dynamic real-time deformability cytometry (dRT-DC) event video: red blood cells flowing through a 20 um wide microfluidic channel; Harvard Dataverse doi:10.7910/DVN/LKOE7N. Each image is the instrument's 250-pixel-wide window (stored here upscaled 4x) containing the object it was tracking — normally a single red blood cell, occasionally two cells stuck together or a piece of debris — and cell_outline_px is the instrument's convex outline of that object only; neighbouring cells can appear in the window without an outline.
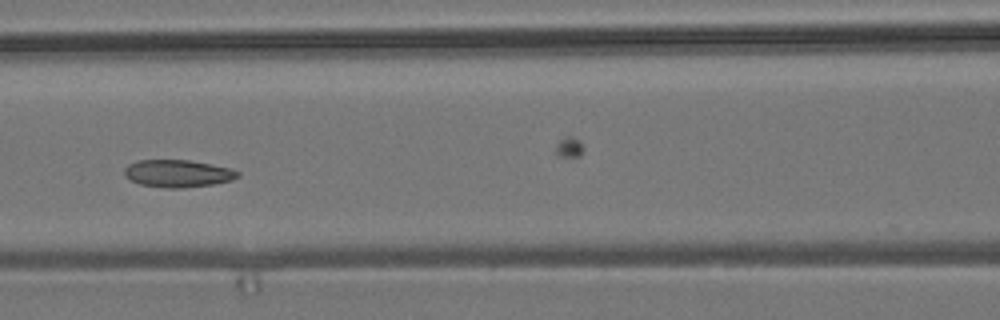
{"species": "common noctule bat (a hibernating species)", "species_latin": "Nyctalus noctula", "temperature_condition": "room temperature", "stored_images_in_passage": 49, "camera_frame_rate_fps": 3000, "um_per_image_px": 0.085, "animal": {"sex": "male", "body_mass_g": 19.2, "forearm_length_mm": 51.8}, "frame": {"image": 1, "passage_image": 17, "time_ms": 5.333, "image_size_px": [1000, 320], "cell_outline_px": [[240, 176], [232, 180], [212, 184], [180, 188], [164, 188], [140, 184], [124, 176], [124, 168], [128, 164], [136, 160], [188, 160], [228, 168], [240, 172]], "centroid_in_image_um": [15.07, 14.74], "position_along_channel_um": 151.5, "area_um2": 17.98}}
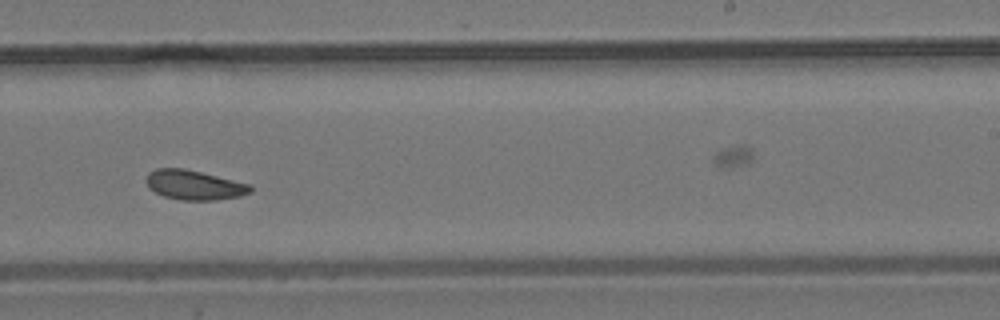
{"frame": {"image": 2, "passage_image": 27, "time_ms": 8.667, "image_size_px": [1000, 320], "cell_outline_px": [[252, 192], [240, 196], [216, 200], [180, 200], [164, 196], [148, 188], [144, 180], [148, 172], [156, 168], [184, 168], [252, 184]], "centroid_in_image_um": [16.49, 15.72], "position_along_channel_um": 272.5, "area_um2": 18.21}}
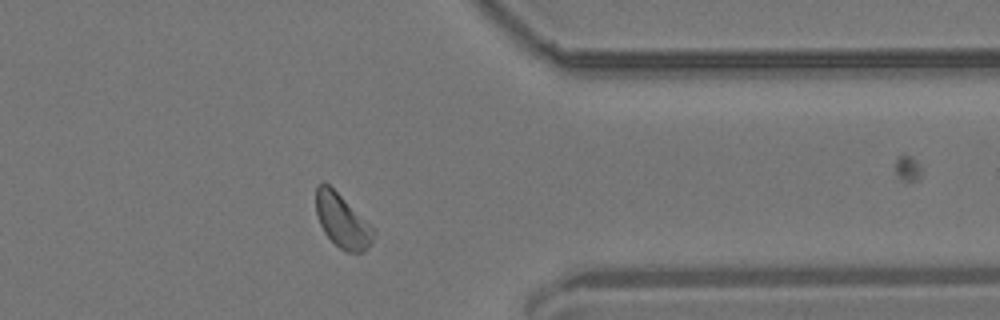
{"frame": {"image": 3, "passage_image": 37, "time_ms": 12.0, "image_size_px": [1000, 320], "cell_outline_px": [[376, 232], [372, 244], [364, 252], [344, 252], [324, 232], [320, 224], [316, 212], [316, 184], [328, 184], [376, 228]], "centroid_in_image_um": [29.14, 18.8], "position_along_channel_um": 382.3, "area_um2": 18.09}, "authors_computed_cell_mechanics": {"area_um2": 18.1492, "velocity_mm_per_s": 3.6416, "shape_relaxation_time_tau1_ms": 5.5698, "shape_relaxation_time_tau2_ms": 2.3988, "deformation_change_tau1": 0.0933, "deformation_change_tau2": 0.069}}